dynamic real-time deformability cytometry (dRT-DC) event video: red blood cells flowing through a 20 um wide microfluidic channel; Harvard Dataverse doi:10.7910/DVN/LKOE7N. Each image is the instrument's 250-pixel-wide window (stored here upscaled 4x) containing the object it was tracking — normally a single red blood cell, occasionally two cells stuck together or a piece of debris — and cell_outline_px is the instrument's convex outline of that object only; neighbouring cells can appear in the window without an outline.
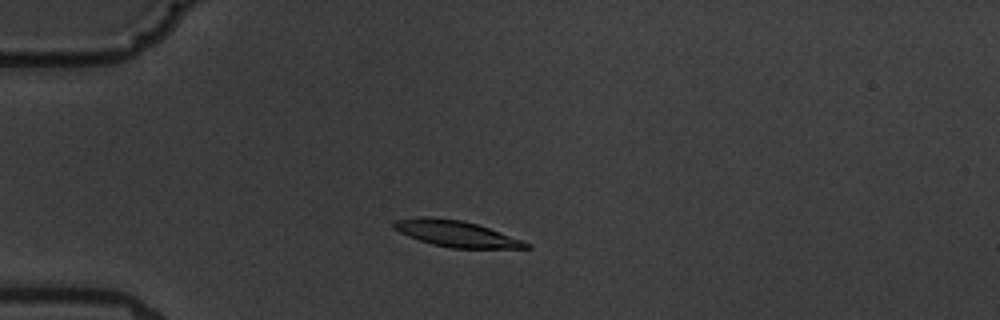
{"species": "common noctule bat (a hibernating species)", "species_latin": "Nyctalus noctula", "temperature_condition": "warm", "stored_images_in_passage": 6, "camera_frame_rate_fps": 3000, "um_per_image_px": 0.085, "animal": {"sex": "male", "body_mass_g": 19.5, "forearm_length_mm": 54.6}, "frame": {"image": 1, "passage_image": 3, "time_ms": 3.0, "image_size_px": [1000, 320], "cell_outline_px": [[532, 248], [452, 248], [432, 244], [408, 236], [392, 228], [392, 224], [396, 220], [420, 216], [428, 216], [464, 220], [500, 232], [532, 244]], "centroid_in_image_um": [38.75, 19.85], "position_along_channel_um": 46.2, "area_um2": 20.11}}
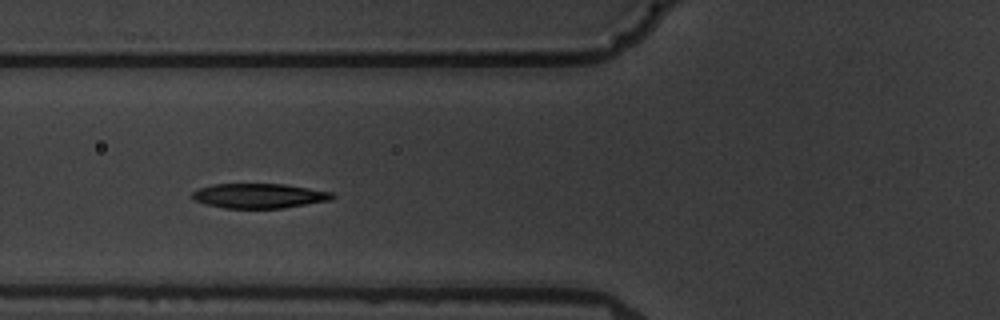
{"frame": {"image": 2, "passage_image": 5, "time_ms": 5.333, "image_size_px": [1000, 320], "cell_outline_px": [[336, 196], [332, 200], [284, 208], [224, 208], [204, 204], [196, 200], [192, 196], [192, 192], [200, 188], [212, 184], [284, 184], [332, 192]], "centroid_in_image_um": [22.05, 16.65], "position_along_channel_um": 103.8, "area_um2": 20.17}}
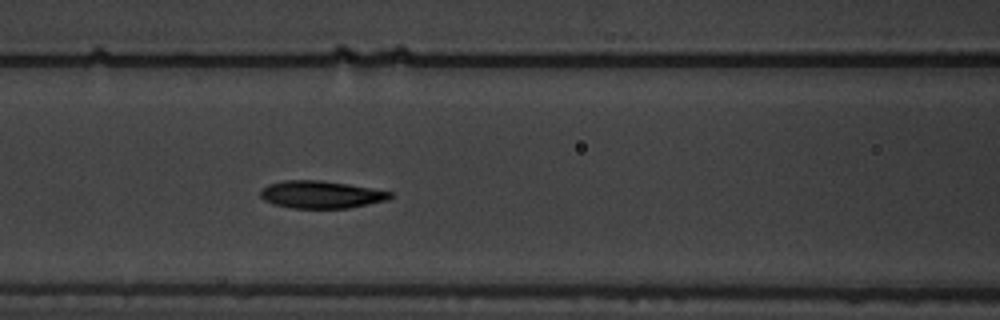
{"frame": {"image": 3, "passage_image": 6, "time_ms": 6.333, "image_size_px": [1000, 320], "cell_outline_px": [[392, 196], [388, 200], [348, 208], [292, 208], [272, 204], [264, 200], [260, 196], [260, 192], [268, 184], [284, 180], [320, 180], [348, 184], [372, 188], [392, 192]], "centroid_in_image_um": [27.28, 16.54], "position_along_channel_um": 139.3, "area_um2": 20.75}}